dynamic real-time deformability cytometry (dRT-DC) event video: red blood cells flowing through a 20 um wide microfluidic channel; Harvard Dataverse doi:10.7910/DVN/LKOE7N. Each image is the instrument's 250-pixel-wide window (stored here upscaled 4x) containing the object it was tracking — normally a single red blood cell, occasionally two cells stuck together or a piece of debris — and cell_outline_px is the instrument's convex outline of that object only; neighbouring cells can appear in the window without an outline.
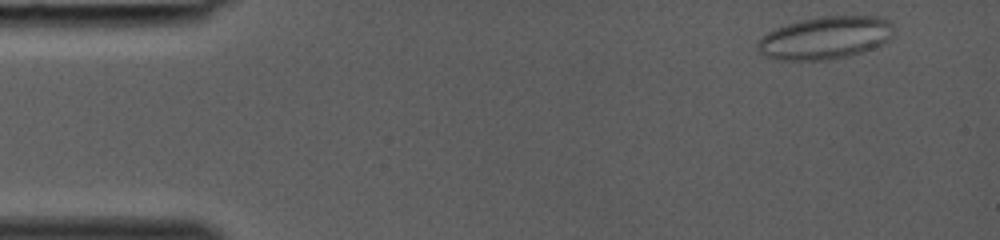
{"species": "common noctule bat (a hibernating species)", "species_latin": "Nyctalus noctula", "temperature_condition": "room temperature", "stored_images_in_passage": 38, "camera_frame_rate_fps": 3000, "um_per_image_px": 0.085, "animal": {"sex": "female", "body_mass_g": 19.0, "forearm_length_mm": 53.3}, "frame": {"image": 1, "passage_image": 2, "time_ms": 0.333, "image_size_px": [1000, 240], "cell_outline_px": [[892, 24], [888, 40], [864, 52], [848, 56], [828, 60], [776, 60], [764, 56], [756, 48], [756, 44], [768, 32], [776, 28], [788, 24], [804, 20], [824, 16], [872, 16], [888, 20]], "centroid_in_image_um": [70.1, 3.24], "position_along_channel_um": 14.9, "area_um2": 33.41}}
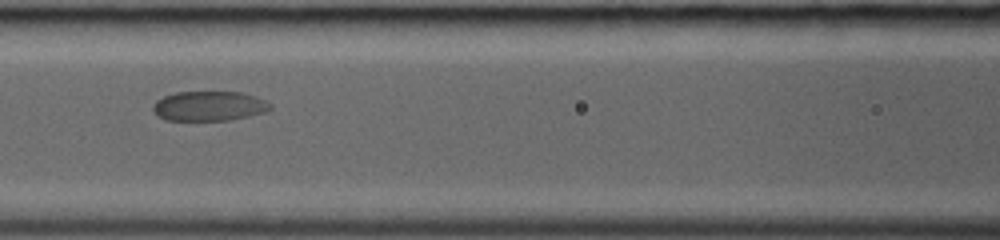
{"frame": {"image": 2, "passage_image": 17, "time_ms": 5.333, "image_size_px": [1000, 240], "cell_outline_px": [[272, 108], [264, 112], [232, 120], [164, 120], [156, 116], [152, 108], [152, 104], [156, 100], [164, 96], [176, 92], [240, 92], [256, 96], [272, 104]], "centroid_in_image_um": [17.74, 9.01], "position_along_channel_um": 148.9, "area_um2": 20.46}}
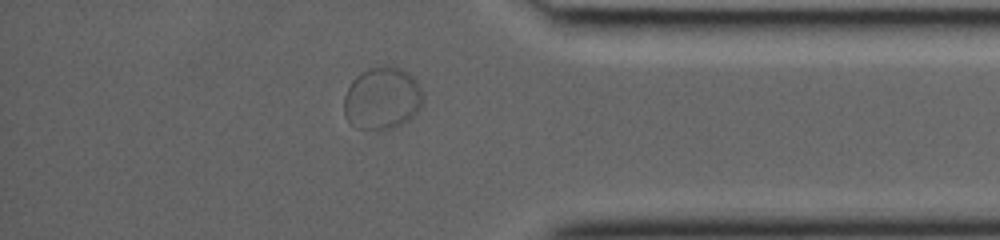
{"frame": {"image": 3, "passage_image": 33, "time_ms": 10.667, "image_size_px": [1000, 240], "cell_outline_px": [[424, 100], [420, 108], [404, 124], [392, 128], [356, 128], [344, 116], [344, 96], [352, 80], [360, 72], [368, 68], [400, 68], [408, 72], [416, 80], [424, 92]], "centroid_in_image_um": [32.5, 8.36], "position_along_channel_um": 402.7, "area_um2": 28.55}}